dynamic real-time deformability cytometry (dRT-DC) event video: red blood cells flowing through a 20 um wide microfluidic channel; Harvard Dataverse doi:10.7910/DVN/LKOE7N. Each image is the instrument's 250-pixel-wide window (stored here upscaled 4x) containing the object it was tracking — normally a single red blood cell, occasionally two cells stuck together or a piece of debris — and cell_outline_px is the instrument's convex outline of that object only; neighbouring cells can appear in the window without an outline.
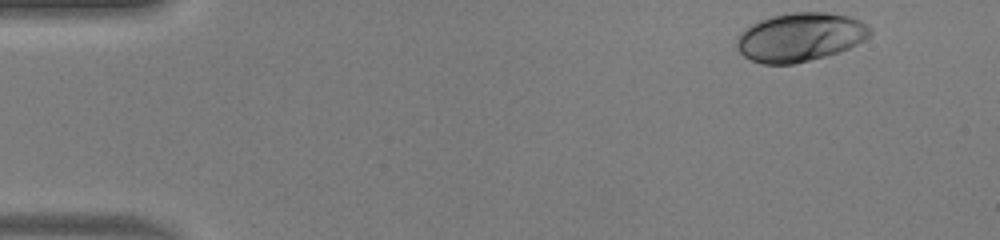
{"species": "human", "species_latin": "Homo sapiens", "temperature_condition": "warm", "stored_images_in_passage": 46, "camera_frame_rate_fps": 3000, "um_per_image_px": 0.085, "donor": {"sex": "male"}, "frame": {"image": 1, "passage_image": 1, "time_ms": 0.0, "image_size_px": [1000, 240], "cell_outline_px": [[872, 32], [864, 40], [848, 48], [824, 56], [792, 64], [760, 64], [744, 56], [736, 48], [736, 36], [744, 28], [760, 20], [772, 16], [792, 12], [824, 12], [848, 16], [860, 20], [872, 28]], "centroid_in_image_um": [67.97, 3.15], "position_along_channel_um": 17.0, "area_um2": 37.74}}
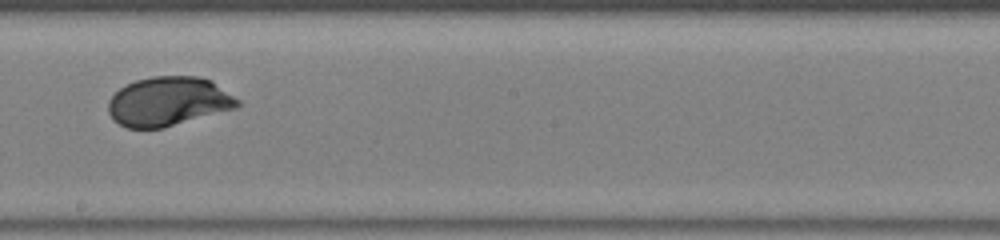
{"frame": {"image": 2, "passage_image": 25, "time_ms": 8.0, "image_size_px": [1000, 240], "cell_outline_px": [[240, 104], [236, 108], [164, 128], [128, 128], [112, 120], [108, 112], [108, 100], [120, 88], [136, 80], [152, 76], [196, 76], [212, 80], [240, 100]], "centroid_in_image_um": [14.31, 8.62], "position_along_channel_um": 233.9, "area_um2": 37.17}}
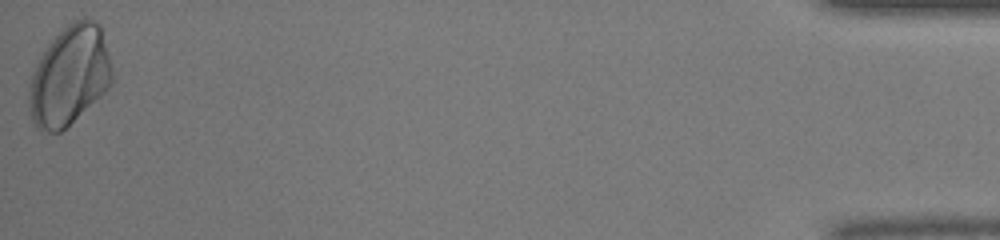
{"frame": {"image": 3, "passage_image": 46, "time_ms": 15.0, "image_size_px": [1000, 240], "cell_outline_px": [[112, 80], [108, 88], [100, 96], [60, 132], [40, 132], [36, 128], [32, 120], [28, 104], [28, 92], [32, 72], [36, 64], [48, 44], [72, 20], [96, 20], [100, 24], [112, 68]], "centroid_in_image_um": [5.88, 6.46], "position_along_channel_um": 429.3, "area_um2": 47.69}, "authors_computed_cell_mechanics": {"area_um2": 37.3388, "velocity_mm_per_s": 4.1516, "shape_relaxation_time_tau1_ms": 3.2412, "shape_relaxation_time_tau2_ms": null, "deformation_change_tau1": 0.1622, "deformation_change_tau2": null}}